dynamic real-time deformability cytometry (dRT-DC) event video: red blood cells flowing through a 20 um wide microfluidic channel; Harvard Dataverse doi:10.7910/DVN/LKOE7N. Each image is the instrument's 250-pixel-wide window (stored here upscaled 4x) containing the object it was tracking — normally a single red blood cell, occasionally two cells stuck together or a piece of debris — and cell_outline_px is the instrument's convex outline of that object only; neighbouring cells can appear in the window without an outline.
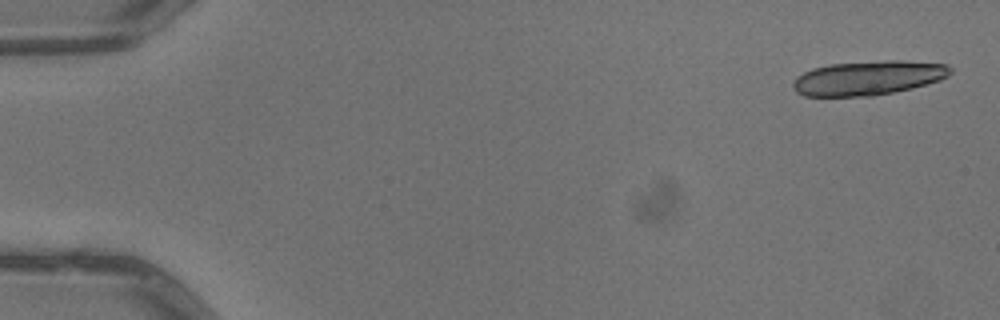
{"species": "common noctule bat (a hibernating species)", "species_latin": "Nyctalus noctula", "temperature_condition": "warm", "stored_images_in_passage": 4, "camera_frame_rate_fps": 3000, "um_per_image_px": 0.085, "animal": {"sex": "male", "body_mass_g": 13.3}, "frame": {"image": 1, "passage_image": 1, "time_ms": 0.0, "image_size_px": [1000, 320], "cell_outline_px": [[952, 72], [948, 76], [940, 80], [912, 88], [872, 96], [804, 96], [796, 92], [792, 88], [792, 80], [796, 76], [812, 68], [832, 64], [888, 60], [900, 60], [948, 64], [952, 68]], "centroid_in_image_um": [73.78, 6.62], "position_along_channel_um": 11.2, "area_um2": 31.62}}
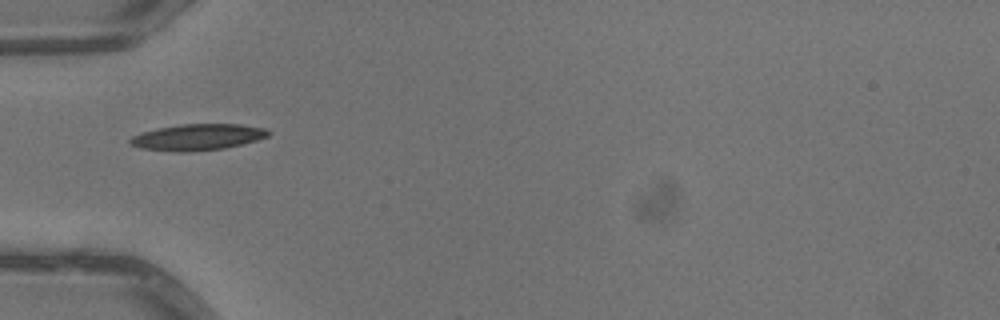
{"frame": {"image": 2, "passage_image": 4, "time_ms": 1.0, "image_size_px": [1000, 320], "cell_outline_px": [[272, 132], [268, 136], [256, 140], [224, 148], [184, 152], [176, 152], [140, 148], [128, 144], [128, 140], [132, 136], [140, 132], [180, 124], [240, 124], [268, 128]], "centroid_in_image_um": [16.78, 11.65], "position_along_channel_um": 68.2, "area_um2": 21.21}}